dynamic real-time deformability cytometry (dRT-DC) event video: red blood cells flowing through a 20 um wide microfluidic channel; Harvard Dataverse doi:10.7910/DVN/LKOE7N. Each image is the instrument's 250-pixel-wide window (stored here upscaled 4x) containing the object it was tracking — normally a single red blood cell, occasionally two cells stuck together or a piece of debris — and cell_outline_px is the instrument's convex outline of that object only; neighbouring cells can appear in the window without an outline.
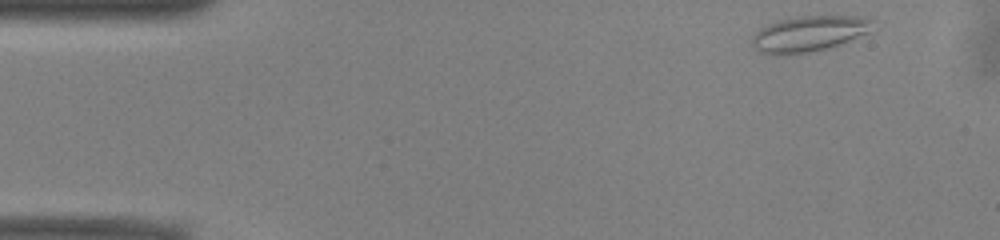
{"species": "common noctule bat (a hibernating species)", "species_latin": "Nyctalus noctula", "temperature_condition": "warm", "stored_images_in_passage": 10, "camera_frame_rate_fps": 3000, "um_per_image_px": 0.085, "animal": {"sex": "male", "body_mass_g": 13.0, "forearm_length_mm": 53.1}, "frame": {"image": 1, "passage_image": 2, "time_ms": 0.333, "image_size_px": [1000, 240], "cell_outline_px": [[880, 20], [868, 32], [840, 44], [808, 52], [780, 56], [776, 56], [760, 52], [752, 44], [752, 36], [760, 28], [776, 20], [800, 16], [856, 16]], "centroid_in_image_um": [68.77, 2.85], "position_along_channel_um": 16.2, "area_um2": 25.26}}